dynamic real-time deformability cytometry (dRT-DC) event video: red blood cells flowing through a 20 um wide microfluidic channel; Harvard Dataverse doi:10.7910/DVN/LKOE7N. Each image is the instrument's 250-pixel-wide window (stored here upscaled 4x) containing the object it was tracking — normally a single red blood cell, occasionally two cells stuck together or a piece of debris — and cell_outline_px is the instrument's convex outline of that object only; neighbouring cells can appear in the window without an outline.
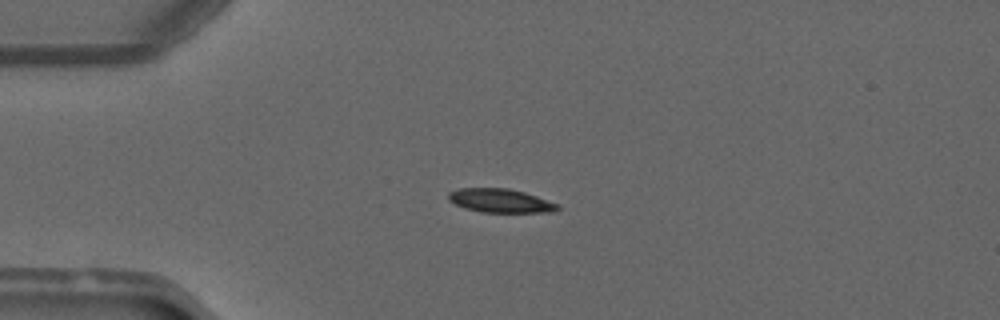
{"species": "common noctule bat (a hibernating species)", "species_latin": "Nyctalus noctula", "temperature_condition": "warm", "stored_images_in_passage": 40, "camera_frame_rate_fps": 3000, "um_per_image_px": 0.085, "animal": {"sex": "male", "forearm_length_mm": 52.5}, "frame": {"image": 1, "passage_image": 3, "time_ms": 0.667, "image_size_px": [1000, 320], "cell_outline_px": [[560, 208], [556, 212], [480, 212], [464, 208], [448, 200], [448, 192], [460, 188], [508, 188], [524, 192], [560, 204]], "centroid_in_image_um": [42.55, 17.06], "position_along_channel_um": 42.5, "area_um2": 15.2}}
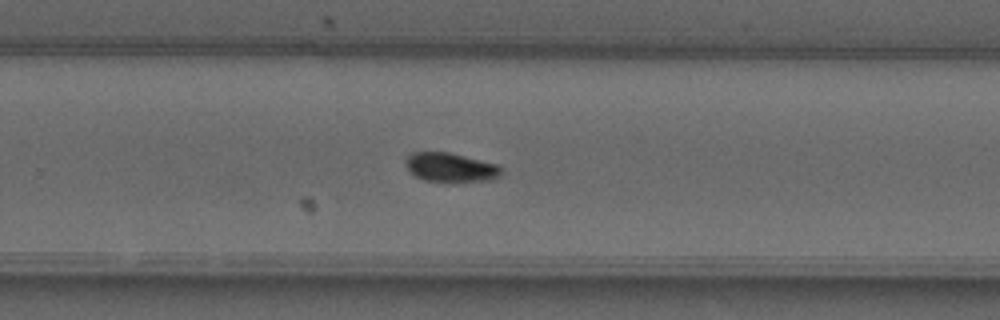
{"frame": {"image": 2, "passage_image": 23, "time_ms": 7.333, "image_size_px": [1000, 320], "cell_outline_px": [[500, 176], [492, 180], [424, 180], [416, 176], [404, 164], [404, 160], [412, 152], [448, 152], [500, 164]], "centroid_in_image_um": [38.3, 14.19], "position_along_channel_um": 291.5, "area_um2": 15.84}}
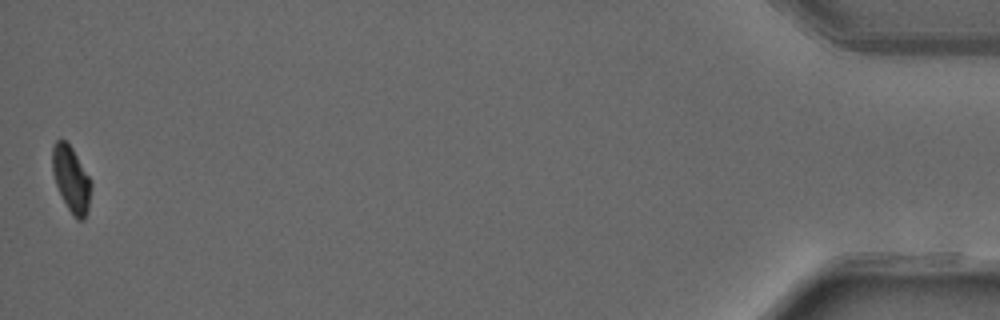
{"frame": {"image": 3, "passage_image": 40, "time_ms": 13.0, "image_size_px": [1000, 320], "cell_outline_px": [[92, 188], [88, 208], [84, 220], [76, 220], [72, 216], [56, 184], [52, 172], [52, 148], [56, 140], [64, 140], [72, 148], [92, 180]], "centroid_in_image_um": [6.07, 15.24], "position_along_channel_um": 429.1, "area_um2": 14.91}, "authors_computed_cell_mechanics": {"area_um2": 15.8083, "velocity_mm_per_s": 4.1183, "shape_relaxation_time_tau1_ms": 4.6164, "shape_relaxation_time_tau2_ms": 4.2221, "deformation_change_tau1": 0.1907, "deformation_change_tau2": 0.0588}}